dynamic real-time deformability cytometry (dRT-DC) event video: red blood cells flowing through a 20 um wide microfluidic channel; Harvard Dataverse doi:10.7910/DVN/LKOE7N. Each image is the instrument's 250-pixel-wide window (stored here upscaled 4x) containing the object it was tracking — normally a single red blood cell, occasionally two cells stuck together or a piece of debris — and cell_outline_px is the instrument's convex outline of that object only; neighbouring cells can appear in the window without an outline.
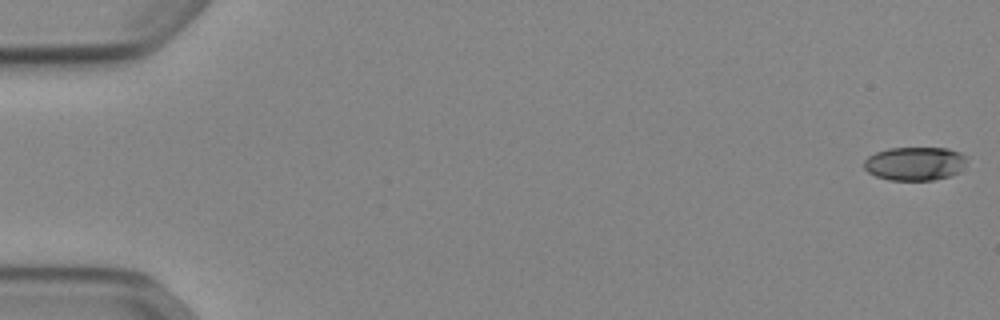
{"species": "Egyptian fruit bat (a non-hibernating species)", "species_latin": "Rousettus aegyptiacus", "temperature_condition": "cold", "stored_images_in_passage": 54, "segment_of_instrument_passage": [1, 2], "camera_frame_rate_fps": 3000, "um_per_image_px": 0.085, "animal": {"sex": "female"}, "frame": {"image": 1, "passage_image": 1, "time_ms": 0.0, "image_size_px": [1000, 320], "cell_outline_px": [[968, 156], [960, 172], [948, 176], [932, 180], [888, 180], [876, 176], [868, 172], [864, 168], [864, 160], [868, 156], [876, 152], [888, 148], [948, 148], [960, 152]], "centroid_in_image_um": [77.76, 13.9], "position_along_channel_um": 7.2, "area_um2": 20.23}}
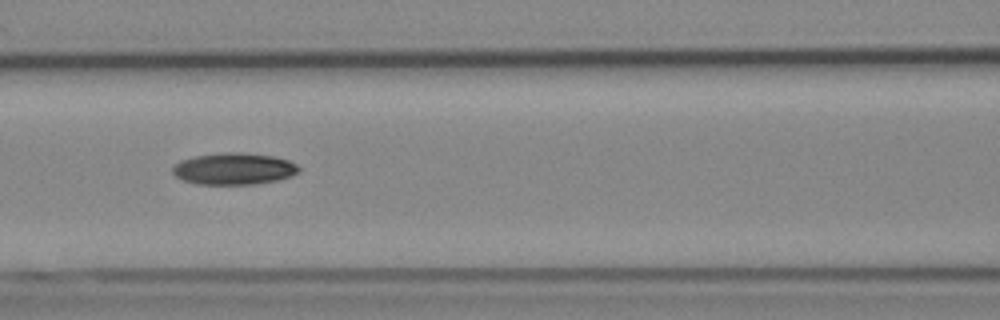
{"frame": {"image": 2, "passage_image": 24, "time_ms": 7.667, "image_size_px": [1000, 320], "cell_outline_px": [[300, 172], [292, 176], [276, 180], [256, 184], [196, 184], [184, 180], [176, 176], [172, 172], [172, 168], [180, 160], [196, 156], [224, 152], [240, 152], [272, 156], [288, 160], [296, 164], [300, 168]], "centroid_in_image_um": [19.9, 14.34], "position_along_channel_um": 146.7, "area_um2": 23.29}}
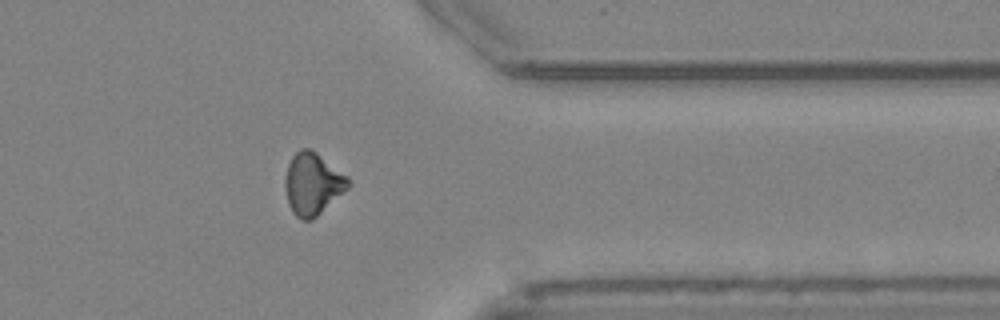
{"frame": {"image": 3, "passage_image": 43, "time_ms": 14.0, "image_size_px": [1000, 320], "cell_outline_px": [[352, 184], [348, 188], [312, 220], [300, 220], [292, 212], [288, 204], [284, 188], [284, 176], [288, 164], [292, 156], [300, 148], [308, 148], [316, 152], [348, 176], [352, 180]], "centroid_in_image_um": [26.56, 15.62], "position_along_channel_um": 384.8, "area_um2": 23.06}}